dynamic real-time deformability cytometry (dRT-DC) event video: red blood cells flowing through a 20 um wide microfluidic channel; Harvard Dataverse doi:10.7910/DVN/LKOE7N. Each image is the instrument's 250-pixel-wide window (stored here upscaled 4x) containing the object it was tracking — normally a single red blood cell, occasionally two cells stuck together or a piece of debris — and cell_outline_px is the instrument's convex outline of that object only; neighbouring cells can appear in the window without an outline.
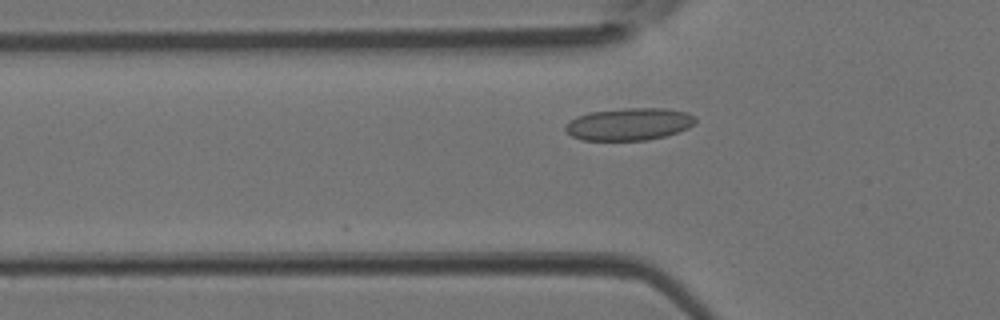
{"species": "Egyptian fruit bat (a non-hibernating species)", "species_latin": "Rousettus aegyptiacus", "temperature_condition": "room temperature", "stored_images_in_passage": 39, "camera_frame_rate_fps": 3000, "um_per_image_px": 0.085, "animal": {"sex": "female"}, "frame": {"image": 1, "passage_image": 9, "time_ms": 2.667, "image_size_px": [1000, 320], "cell_outline_px": [[696, 120], [688, 128], [664, 136], [644, 140], [580, 140], [572, 136], [564, 128], [576, 116], [592, 112], [624, 108], [664, 108], [688, 112], [696, 116]], "centroid_in_image_um": [53.49, 10.54], "position_along_channel_um": 72.3, "area_um2": 24.28}}
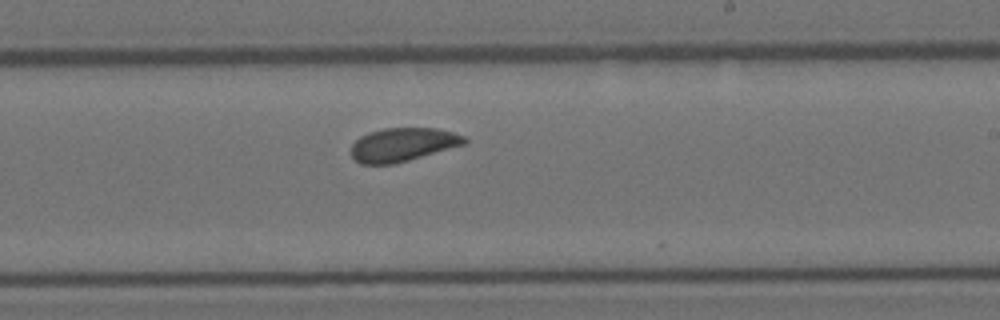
{"frame": {"image": 2, "passage_image": 21, "time_ms": 6.667, "image_size_px": [1000, 320], "cell_outline_px": [[468, 140], [464, 144], [408, 160], [392, 164], [360, 164], [352, 156], [352, 144], [360, 136], [368, 132], [384, 128], [436, 128], [452, 132], [464, 136]], "centroid_in_image_um": [34.21, 12.28], "position_along_channel_um": 254.8, "area_um2": 21.91}}
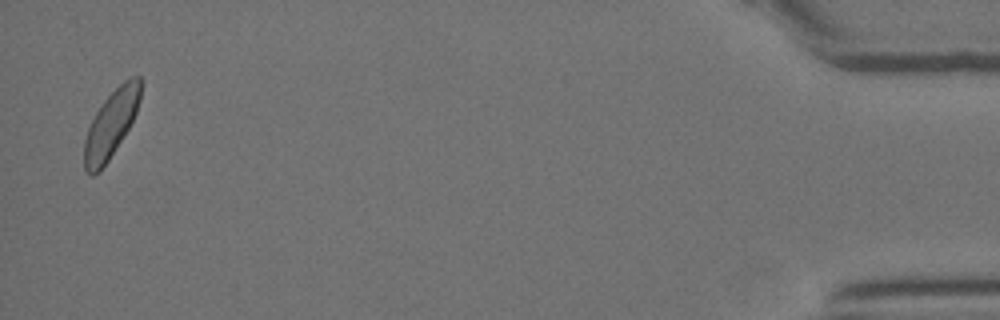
{"frame": {"image": 3, "passage_image": 38, "time_ms": 12.333, "image_size_px": [1000, 320], "cell_outline_px": [[140, 100], [136, 112], [128, 128], [108, 160], [100, 172], [92, 176], [88, 176], [84, 168], [84, 140], [88, 128], [96, 112], [104, 100], [128, 76], [140, 76]], "centroid_in_image_um": [9.41, 10.57], "position_along_channel_um": 425.8, "area_um2": 21.73}}